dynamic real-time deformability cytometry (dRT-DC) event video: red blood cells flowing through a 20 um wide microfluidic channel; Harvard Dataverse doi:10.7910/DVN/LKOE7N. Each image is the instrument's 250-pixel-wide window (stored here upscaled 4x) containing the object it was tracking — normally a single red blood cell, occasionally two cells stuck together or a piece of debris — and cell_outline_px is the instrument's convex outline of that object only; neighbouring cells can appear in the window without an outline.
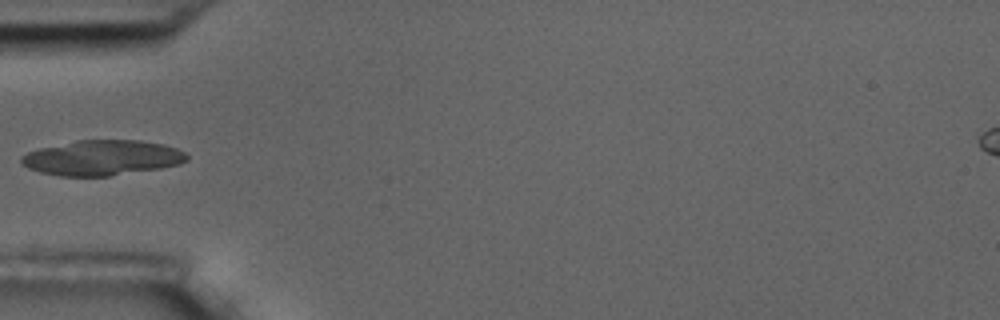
{"species": "common noctule bat (a hibernating species)", "species_latin": "Nyctalus noctula", "temperature_condition": "room temperature", "stored_images_in_passage": 3, "camera_frame_rate_fps": 3000, "um_per_image_px": 0.085, "animal": {"sex": "male", "body_mass_g": 17.5, "forearm_length_mm": 52.3}, "frame": {"image": 1, "passage_image": 1, "time_ms": 0.0, "image_size_px": [1000, 320], "cell_outline_px": [[188, 160], [180, 164], [160, 168], [108, 176], [60, 176], [40, 172], [28, 168], [20, 164], [20, 156], [28, 152], [40, 148], [76, 140], [140, 140], [164, 144], [176, 148], [184, 152], [188, 156]], "centroid_in_image_um": [8.67, 13.41], "position_along_channel_um": 76.3, "area_um2": 33.99}}